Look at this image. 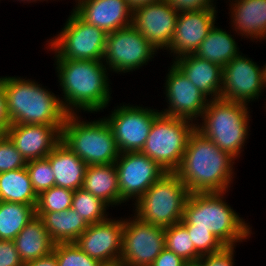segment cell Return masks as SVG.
<instances>
[{
	"label": "cell",
	"instance_id": "cell-6",
	"mask_svg": "<svg viewBox=\"0 0 266 266\" xmlns=\"http://www.w3.org/2000/svg\"><path fill=\"white\" fill-rule=\"evenodd\" d=\"M83 121L77 114H68L61 130V141L87 165L115 163L120 155L107 121Z\"/></svg>",
	"mask_w": 266,
	"mask_h": 266
},
{
	"label": "cell",
	"instance_id": "cell-11",
	"mask_svg": "<svg viewBox=\"0 0 266 266\" xmlns=\"http://www.w3.org/2000/svg\"><path fill=\"white\" fill-rule=\"evenodd\" d=\"M164 248V227L143 222L135 215L123 219L119 266H151Z\"/></svg>",
	"mask_w": 266,
	"mask_h": 266
},
{
	"label": "cell",
	"instance_id": "cell-19",
	"mask_svg": "<svg viewBox=\"0 0 266 266\" xmlns=\"http://www.w3.org/2000/svg\"><path fill=\"white\" fill-rule=\"evenodd\" d=\"M63 125L11 124L5 135L26 161L48 156L61 141Z\"/></svg>",
	"mask_w": 266,
	"mask_h": 266
},
{
	"label": "cell",
	"instance_id": "cell-15",
	"mask_svg": "<svg viewBox=\"0 0 266 266\" xmlns=\"http://www.w3.org/2000/svg\"><path fill=\"white\" fill-rule=\"evenodd\" d=\"M168 71L164 94L169 105L160 112L166 116L184 118L196 123L197 118L202 117L209 99L173 62Z\"/></svg>",
	"mask_w": 266,
	"mask_h": 266
},
{
	"label": "cell",
	"instance_id": "cell-47",
	"mask_svg": "<svg viewBox=\"0 0 266 266\" xmlns=\"http://www.w3.org/2000/svg\"><path fill=\"white\" fill-rule=\"evenodd\" d=\"M5 133L0 129V138L3 137Z\"/></svg>",
	"mask_w": 266,
	"mask_h": 266
},
{
	"label": "cell",
	"instance_id": "cell-45",
	"mask_svg": "<svg viewBox=\"0 0 266 266\" xmlns=\"http://www.w3.org/2000/svg\"><path fill=\"white\" fill-rule=\"evenodd\" d=\"M263 77H264V84H265V87H266V64L263 65Z\"/></svg>",
	"mask_w": 266,
	"mask_h": 266
},
{
	"label": "cell",
	"instance_id": "cell-37",
	"mask_svg": "<svg viewBox=\"0 0 266 266\" xmlns=\"http://www.w3.org/2000/svg\"><path fill=\"white\" fill-rule=\"evenodd\" d=\"M235 246H225L221 251L202 256L199 261L203 266H234Z\"/></svg>",
	"mask_w": 266,
	"mask_h": 266
},
{
	"label": "cell",
	"instance_id": "cell-31",
	"mask_svg": "<svg viewBox=\"0 0 266 266\" xmlns=\"http://www.w3.org/2000/svg\"><path fill=\"white\" fill-rule=\"evenodd\" d=\"M165 247L186 262L195 261V246L188 230L181 223L165 228Z\"/></svg>",
	"mask_w": 266,
	"mask_h": 266
},
{
	"label": "cell",
	"instance_id": "cell-10",
	"mask_svg": "<svg viewBox=\"0 0 266 266\" xmlns=\"http://www.w3.org/2000/svg\"><path fill=\"white\" fill-rule=\"evenodd\" d=\"M156 53L153 45L131 25L107 34L102 61L109 71L128 73L147 65Z\"/></svg>",
	"mask_w": 266,
	"mask_h": 266
},
{
	"label": "cell",
	"instance_id": "cell-23",
	"mask_svg": "<svg viewBox=\"0 0 266 266\" xmlns=\"http://www.w3.org/2000/svg\"><path fill=\"white\" fill-rule=\"evenodd\" d=\"M46 158L53 169L55 186L73 191L82 188L87 164L62 141Z\"/></svg>",
	"mask_w": 266,
	"mask_h": 266
},
{
	"label": "cell",
	"instance_id": "cell-38",
	"mask_svg": "<svg viewBox=\"0 0 266 266\" xmlns=\"http://www.w3.org/2000/svg\"><path fill=\"white\" fill-rule=\"evenodd\" d=\"M0 266H24L14 240H0Z\"/></svg>",
	"mask_w": 266,
	"mask_h": 266
},
{
	"label": "cell",
	"instance_id": "cell-43",
	"mask_svg": "<svg viewBox=\"0 0 266 266\" xmlns=\"http://www.w3.org/2000/svg\"><path fill=\"white\" fill-rule=\"evenodd\" d=\"M127 1H128V4L130 5V7L132 9H134V8H136L138 6L149 4V3H152V2H157V1H160V0H127Z\"/></svg>",
	"mask_w": 266,
	"mask_h": 266
},
{
	"label": "cell",
	"instance_id": "cell-32",
	"mask_svg": "<svg viewBox=\"0 0 266 266\" xmlns=\"http://www.w3.org/2000/svg\"><path fill=\"white\" fill-rule=\"evenodd\" d=\"M73 190L53 186L38 195L36 212H61L72 207Z\"/></svg>",
	"mask_w": 266,
	"mask_h": 266
},
{
	"label": "cell",
	"instance_id": "cell-5",
	"mask_svg": "<svg viewBox=\"0 0 266 266\" xmlns=\"http://www.w3.org/2000/svg\"><path fill=\"white\" fill-rule=\"evenodd\" d=\"M248 106L222 98L209 100L202 119H198L202 123L197 122L196 129L237 159L249 136L251 116Z\"/></svg>",
	"mask_w": 266,
	"mask_h": 266
},
{
	"label": "cell",
	"instance_id": "cell-34",
	"mask_svg": "<svg viewBox=\"0 0 266 266\" xmlns=\"http://www.w3.org/2000/svg\"><path fill=\"white\" fill-rule=\"evenodd\" d=\"M26 168L37 195L55 186L53 169L46 157L27 161Z\"/></svg>",
	"mask_w": 266,
	"mask_h": 266
},
{
	"label": "cell",
	"instance_id": "cell-41",
	"mask_svg": "<svg viewBox=\"0 0 266 266\" xmlns=\"http://www.w3.org/2000/svg\"><path fill=\"white\" fill-rule=\"evenodd\" d=\"M11 125V121L7 112L6 96L3 89V79L0 77V129L5 131Z\"/></svg>",
	"mask_w": 266,
	"mask_h": 266
},
{
	"label": "cell",
	"instance_id": "cell-39",
	"mask_svg": "<svg viewBox=\"0 0 266 266\" xmlns=\"http://www.w3.org/2000/svg\"><path fill=\"white\" fill-rule=\"evenodd\" d=\"M178 13L217 8L214 0H165Z\"/></svg>",
	"mask_w": 266,
	"mask_h": 266
},
{
	"label": "cell",
	"instance_id": "cell-46",
	"mask_svg": "<svg viewBox=\"0 0 266 266\" xmlns=\"http://www.w3.org/2000/svg\"><path fill=\"white\" fill-rule=\"evenodd\" d=\"M17 1H20V2H28V3H31V2H37V1H40L41 2V0H17ZM43 1V0H42ZM44 1H46V0H44Z\"/></svg>",
	"mask_w": 266,
	"mask_h": 266
},
{
	"label": "cell",
	"instance_id": "cell-8",
	"mask_svg": "<svg viewBox=\"0 0 266 266\" xmlns=\"http://www.w3.org/2000/svg\"><path fill=\"white\" fill-rule=\"evenodd\" d=\"M195 128L196 124L188 119L160 113L154 119L141 152L164 171L175 172L184 156L189 136Z\"/></svg>",
	"mask_w": 266,
	"mask_h": 266
},
{
	"label": "cell",
	"instance_id": "cell-12",
	"mask_svg": "<svg viewBox=\"0 0 266 266\" xmlns=\"http://www.w3.org/2000/svg\"><path fill=\"white\" fill-rule=\"evenodd\" d=\"M104 117L112 129L120 153L141 151L146 143L154 119L161 113L151 107L123 104L114 107Z\"/></svg>",
	"mask_w": 266,
	"mask_h": 266
},
{
	"label": "cell",
	"instance_id": "cell-24",
	"mask_svg": "<svg viewBox=\"0 0 266 266\" xmlns=\"http://www.w3.org/2000/svg\"><path fill=\"white\" fill-rule=\"evenodd\" d=\"M14 242L24 264L49 255L55 246L43 221L37 216L18 233Z\"/></svg>",
	"mask_w": 266,
	"mask_h": 266
},
{
	"label": "cell",
	"instance_id": "cell-28",
	"mask_svg": "<svg viewBox=\"0 0 266 266\" xmlns=\"http://www.w3.org/2000/svg\"><path fill=\"white\" fill-rule=\"evenodd\" d=\"M37 200L26 167L0 173V201L36 205Z\"/></svg>",
	"mask_w": 266,
	"mask_h": 266
},
{
	"label": "cell",
	"instance_id": "cell-33",
	"mask_svg": "<svg viewBox=\"0 0 266 266\" xmlns=\"http://www.w3.org/2000/svg\"><path fill=\"white\" fill-rule=\"evenodd\" d=\"M53 253L56 255L58 266H104L89 257L75 242L55 243Z\"/></svg>",
	"mask_w": 266,
	"mask_h": 266
},
{
	"label": "cell",
	"instance_id": "cell-7",
	"mask_svg": "<svg viewBox=\"0 0 266 266\" xmlns=\"http://www.w3.org/2000/svg\"><path fill=\"white\" fill-rule=\"evenodd\" d=\"M190 192L175 172L163 174L136 202L134 215L160 227L180 223Z\"/></svg>",
	"mask_w": 266,
	"mask_h": 266
},
{
	"label": "cell",
	"instance_id": "cell-16",
	"mask_svg": "<svg viewBox=\"0 0 266 266\" xmlns=\"http://www.w3.org/2000/svg\"><path fill=\"white\" fill-rule=\"evenodd\" d=\"M179 13L165 0L152 2L132 9V26L153 47L167 49L172 41Z\"/></svg>",
	"mask_w": 266,
	"mask_h": 266
},
{
	"label": "cell",
	"instance_id": "cell-29",
	"mask_svg": "<svg viewBox=\"0 0 266 266\" xmlns=\"http://www.w3.org/2000/svg\"><path fill=\"white\" fill-rule=\"evenodd\" d=\"M36 205L0 201V240H14L36 217Z\"/></svg>",
	"mask_w": 266,
	"mask_h": 266
},
{
	"label": "cell",
	"instance_id": "cell-35",
	"mask_svg": "<svg viewBox=\"0 0 266 266\" xmlns=\"http://www.w3.org/2000/svg\"><path fill=\"white\" fill-rule=\"evenodd\" d=\"M187 230L190 234L191 241L195 246V261L199 260L202 256L217 253L225 247L209 230Z\"/></svg>",
	"mask_w": 266,
	"mask_h": 266
},
{
	"label": "cell",
	"instance_id": "cell-44",
	"mask_svg": "<svg viewBox=\"0 0 266 266\" xmlns=\"http://www.w3.org/2000/svg\"><path fill=\"white\" fill-rule=\"evenodd\" d=\"M184 266H203V265L199 260H197V261L186 262Z\"/></svg>",
	"mask_w": 266,
	"mask_h": 266
},
{
	"label": "cell",
	"instance_id": "cell-20",
	"mask_svg": "<svg viewBox=\"0 0 266 266\" xmlns=\"http://www.w3.org/2000/svg\"><path fill=\"white\" fill-rule=\"evenodd\" d=\"M73 11L87 24L106 34L131 26L132 8L127 0H75Z\"/></svg>",
	"mask_w": 266,
	"mask_h": 266
},
{
	"label": "cell",
	"instance_id": "cell-17",
	"mask_svg": "<svg viewBox=\"0 0 266 266\" xmlns=\"http://www.w3.org/2000/svg\"><path fill=\"white\" fill-rule=\"evenodd\" d=\"M123 218H107L90 224L75 241L89 257L104 266H119L122 251Z\"/></svg>",
	"mask_w": 266,
	"mask_h": 266
},
{
	"label": "cell",
	"instance_id": "cell-18",
	"mask_svg": "<svg viewBox=\"0 0 266 266\" xmlns=\"http://www.w3.org/2000/svg\"><path fill=\"white\" fill-rule=\"evenodd\" d=\"M217 8L202 9L179 13L175 32L166 49L173 54V58L194 54L202 41L207 37L215 25Z\"/></svg>",
	"mask_w": 266,
	"mask_h": 266
},
{
	"label": "cell",
	"instance_id": "cell-1",
	"mask_svg": "<svg viewBox=\"0 0 266 266\" xmlns=\"http://www.w3.org/2000/svg\"><path fill=\"white\" fill-rule=\"evenodd\" d=\"M235 160L195 128L175 173L190 193H227L234 178Z\"/></svg>",
	"mask_w": 266,
	"mask_h": 266
},
{
	"label": "cell",
	"instance_id": "cell-22",
	"mask_svg": "<svg viewBox=\"0 0 266 266\" xmlns=\"http://www.w3.org/2000/svg\"><path fill=\"white\" fill-rule=\"evenodd\" d=\"M229 4L233 32L244 39H266V0H230Z\"/></svg>",
	"mask_w": 266,
	"mask_h": 266
},
{
	"label": "cell",
	"instance_id": "cell-21",
	"mask_svg": "<svg viewBox=\"0 0 266 266\" xmlns=\"http://www.w3.org/2000/svg\"><path fill=\"white\" fill-rule=\"evenodd\" d=\"M209 100L219 99L222 89V67L195 54L172 61Z\"/></svg>",
	"mask_w": 266,
	"mask_h": 266
},
{
	"label": "cell",
	"instance_id": "cell-3",
	"mask_svg": "<svg viewBox=\"0 0 266 266\" xmlns=\"http://www.w3.org/2000/svg\"><path fill=\"white\" fill-rule=\"evenodd\" d=\"M2 79L11 124L64 125L69 113L59 95L35 80L18 76Z\"/></svg>",
	"mask_w": 266,
	"mask_h": 266
},
{
	"label": "cell",
	"instance_id": "cell-14",
	"mask_svg": "<svg viewBox=\"0 0 266 266\" xmlns=\"http://www.w3.org/2000/svg\"><path fill=\"white\" fill-rule=\"evenodd\" d=\"M263 66L240 53L222 68L220 98L249 104L265 90Z\"/></svg>",
	"mask_w": 266,
	"mask_h": 266
},
{
	"label": "cell",
	"instance_id": "cell-27",
	"mask_svg": "<svg viewBox=\"0 0 266 266\" xmlns=\"http://www.w3.org/2000/svg\"><path fill=\"white\" fill-rule=\"evenodd\" d=\"M237 45L231 33L214 25L194 54L223 68L241 53Z\"/></svg>",
	"mask_w": 266,
	"mask_h": 266
},
{
	"label": "cell",
	"instance_id": "cell-42",
	"mask_svg": "<svg viewBox=\"0 0 266 266\" xmlns=\"http://www.w3.org/2000/svg\"><path fill=\"white\" fill-rule=\"evenodd\" d=\"M24 266H58L56 255L52 252L47 256L27 262Z\"/></svg>",
	"mask_w": 266,
	"mask_h": 266
},
{
	"label": "cell",
	"instance_id": "cell-4",
	"mask_svg": "<svg viewBox=\"0 0 266 266\" xmlns=\"http://www.w3.org/2000/svg\"><path fill=\"white\" fill-rule=\"evenodd\" d=\"M225 192L190 193L181 224L186 229L212 232L224 246H235L251 237V227L227 204Z\"/></svg>",
	"mask_w": 266,
	"mask_h": 266
},
{
	"label": "cell",
	"instance_id": "cell-9",
	"mask_svg": "<svg viewBox=\"0 0 266 266\" xmlns=\"http://www.w3.org/2000/svg\"><path fill=\"white\" fill-rule=\"evenodd\" d=\"M70 13L61 32L46 41L47 49L54 51L55 59L102 61L107 34Z\"/></svg>",
	"mask_w": 266,
	"mask_h": 266
},
{
	"label": "cell",
	"instance_id": "cell-26",
	"mask_svg": "<svg viewBox=\"0 0 266 266\" xmlns=\"http://www.w3.org/2000/svg\"><path fill=\"white\" fill-rule=\"evenodd\" d=\"M82 188L111 207L120 205L117 169L114 163L87 165Z\"/></svg>",
	"mask_w": 266,
	"mask_h": 266
},
{
	"label": "cell",
	"instance_id": "cell-2",
	"mask_svg": "<svg viewBox=\"0 0 266 266\" xmlns=\"http://www.w3.org/2000/svg\"><path fill=\"white\" fill-rule=\"evenodd\" d=\"M55 64L61 102L69 114L97 113L108 106L112 93L103 61L55 59Z\"/></svg>",
	"mask_w": 266,
	"mask_h": 266
},
{
	"label": "cell",
	"instance_id": "cell-30",
	"mask_svg": "<svg viewBox=\"0 0 266 266\" xmlns=\"http://www.w3.org/2000/svg\"><path fill=\"white\" fill-rule=\"evenodd\" d=\"M110 206L92 193L79 188L74 191L72 207L89 225L106 220Z\"/></svg>",
	"mask_w": 266,
	"mask_h": 266
},
{
	"label": "cell",
	"instance_id": "cell-40",
	"mask_svg": "<svg viewBox=\"0 0 266 266\" xmlns=\"http://www.w3.org/2000/svg\"><path fill=\"white\" fill-rule=\"evenodd\" d=\"M185 263L184 259L165 247L151 266H184Z\"/></svg>",
	"mask_w": 266,
	"mask_h": 266
},
{
	"label": "cell",
	"instance_id": "cell-13",
	"mask_svg": "<svg viewBox=\"0 0 266 266\" xmlns=\"http://www.w3.org/2000/svg\"><path fill=\"white\" fill-rule=\"evenodd\" d=\"M114 164L117 169L120 205L131 199L136 202L166 173L141 151L120 153Z\"/></svg>",
	"mask_w": 266,
	"mask_h": 266
},
{
	"label": "cell",
	"instance_id": "cell-25",
	"mask_svg": "<svg viewBox=\"0 0 266 266\" xmlns=\"http://www.w3.org/2000/svg\"><path fill=\"white\" fill-rule=\"evenodd\" d=\"M55 243L75 242L89 224L73 208L61 212H36Z\"/></svg>",
	"mask_w": 266,
	"mask_h": 266
},
{
	"label": "cell",
	"instance_id": "cell-36",
	"mask_svg": "<svg viewBox=\"0 0 266 266\" xmlns=\"http://www.w3.org/2000/svg\"><path fill=\"white\" fill-rule=\"evenodd\" d=\"M27 161L4 134L0 138V173L26 167Z\"/></svg>",
	"mask_w": 266,
	"mask_h": 266
}]
</instances>
